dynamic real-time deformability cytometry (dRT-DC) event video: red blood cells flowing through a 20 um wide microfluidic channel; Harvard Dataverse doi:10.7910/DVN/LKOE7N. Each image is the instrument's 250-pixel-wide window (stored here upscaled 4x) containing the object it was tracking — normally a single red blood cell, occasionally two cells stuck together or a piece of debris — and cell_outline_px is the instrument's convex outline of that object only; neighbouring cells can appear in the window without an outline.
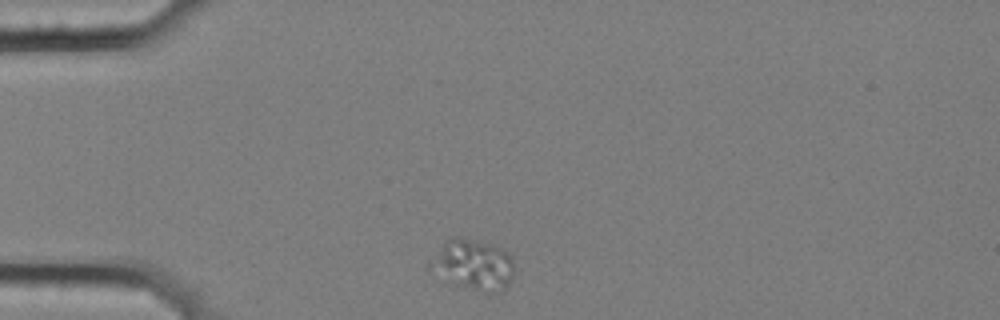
{"species": "common noctule bat (a hibernating species)", "species_latin": "Nyctalus noctula", "temperature_condition": "cold", "stored_images_in_passage": 1, "camera_frame_rate_fps": 3000, "um_per_image_px": 0.085, "animal": {"sex": "female", "body_mass_g": 25.1}, "frame": {"image": 1, "passage_image": 1, "time_ms": 0.0, "image_size_px": [1000, 320], "cell_outline_px": [[512, 276], [504, 292], [488, 292], [444, 284], [428, 272], [428, 264], [444, 244], [452, 236], [456, 236], [480, 240], [504, 248], [512, 256]], "centroid_in_image_um": [40.16, 22.53], "position_along_channel_um": 44.8, "area_um2": 25.66}}